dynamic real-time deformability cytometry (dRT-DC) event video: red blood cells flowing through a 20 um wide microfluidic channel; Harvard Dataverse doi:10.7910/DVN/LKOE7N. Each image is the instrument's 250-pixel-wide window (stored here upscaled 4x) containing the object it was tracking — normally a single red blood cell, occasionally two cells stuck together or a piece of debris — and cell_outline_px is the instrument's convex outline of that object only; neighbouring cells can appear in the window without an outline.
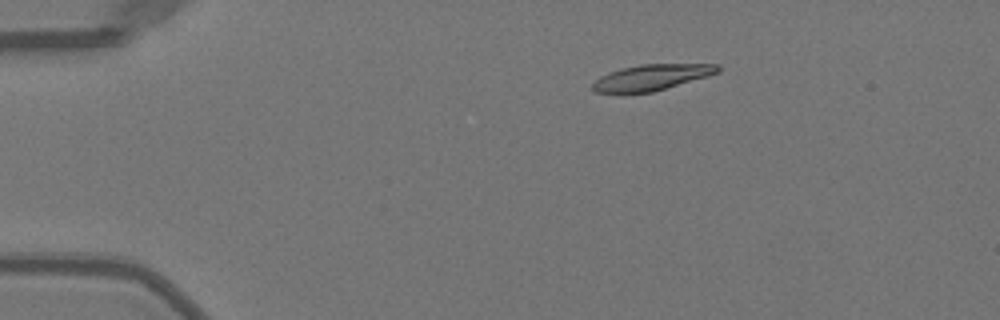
{"species": "Egyptian fruit bat (a non-hibernating species)", "species_latin": "Rousettus aegyptiacus", "temperature_condition": "warm", "stored_images_in_passage": 43, "camera_frame_rate_fps": 3000, "um_per_image_px": 0.085, "animal": {"sex": "female"}, "frame": {"image": 1, "passage_image": 1, "time_ms": 0.0, "image_size_px": [1000, 320], "cell_outline_px": [[720, 72], [708, 76], [652, 92], [596, 92], [592, 88], [592, 84], [600, 76], [608, 72], [640, 64], [720, 64]], "centroid_in_image_um": [55.42, 6.56], "position_along_channel_um": 29.6, "area_um2": 18.61}}
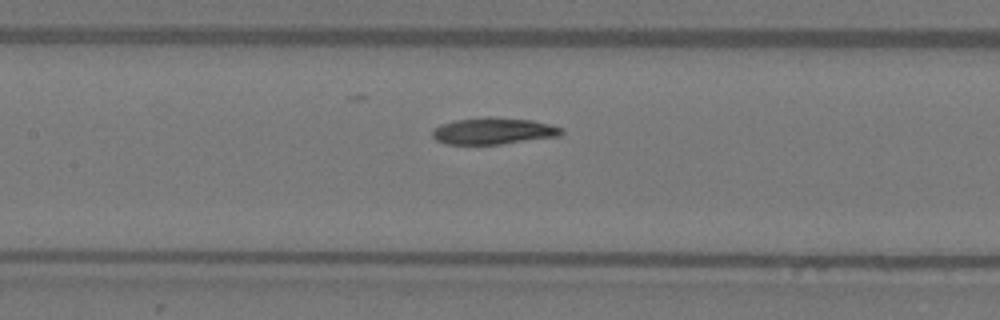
{"frame": {"image": 2, "passage_image": 16, "time_ms": 5.0, "image_size_px": [1000, 320], "cell_outline_px": [[564, 132], [560, 136], [500, 144], [444, 144], [436, 140], [432, 136], [432, 128], [440, 124], [456, 120], [484, 116], [492, 116], [532, 120], [564, 128]], "centroid_in_image_um": [41.92, 11.12], "position_along_channel_um": 165.5, "area_um2": 20.29}}
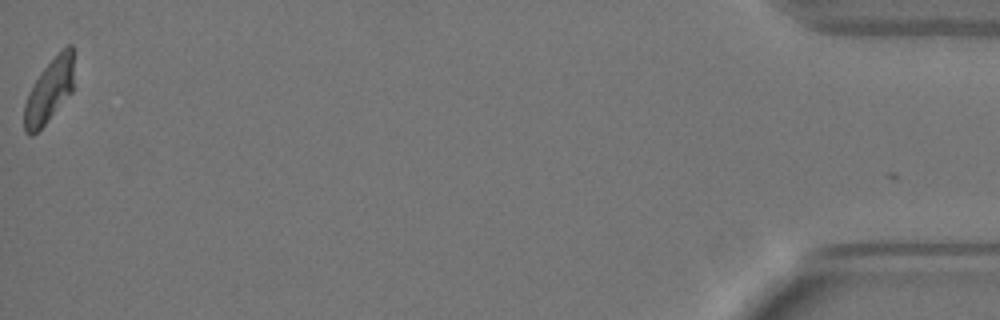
{"frame": {"image": 3, "passage_image": 43, "time_ms": 14.0, "image_size_px": [1000, 320], "cell_outline_px": [[72, 92], [48, 120], [32, 136], [28, 136], [24, 132], [24, 104], [28, 92], [32, 84], [56, 52], [68, 44], [72, 44]], "centroid_in_image_um": [4.15, 7.71], "position_along_channel_um": 431.1, "area_um2": 18.38}, "authors_computed_cell_mechanics": {"area_um2": 19.941, "velocity_mm_per_s": 3.9906, "shape_relaxation_time_tau1_ms": 5.1241, "shape_relaxation_time_tau2_ms": 3.9462, "deformation_change_tau1": 0.1877, "deformation_change_tau2": 0.0915}}